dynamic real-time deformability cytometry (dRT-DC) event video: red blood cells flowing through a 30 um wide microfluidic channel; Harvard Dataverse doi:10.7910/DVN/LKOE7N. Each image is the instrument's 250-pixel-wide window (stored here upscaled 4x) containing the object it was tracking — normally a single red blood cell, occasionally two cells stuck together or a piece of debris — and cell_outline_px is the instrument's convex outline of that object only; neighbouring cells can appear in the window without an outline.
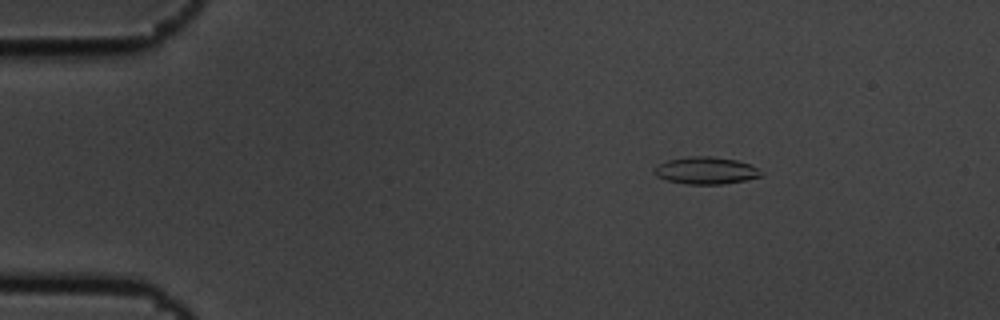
{"species": "common noctule bat (a hibernating species)", "species_latin": "Nyctalus noctula", "temperature_condition": "cold", "stored_images_in_passage": 4, "camera_frame_rate_fps": 3000, "um_per_image_px": 0.085, "animal": {"sex": "male", "body_mass_g": 19.5, "forearm_length_mm": 54.6}, "frame": {"image": 1, "passage_image": 2, "time_ms": 0.333, "image_size_px": [1000, 320], "cell_outline_px": [[764, 176], [724, 184], [688, 184], [668, 180], [656, 176], [652, 172], [660, 164], [668, 160], [688, 156], [712, 156], [736, 160], [748, 164], [756, 168]], "centroid_in_image_um": [59.99, 14.49], "position_along_channel_um": 25.0, "area_um2": 16.7}}